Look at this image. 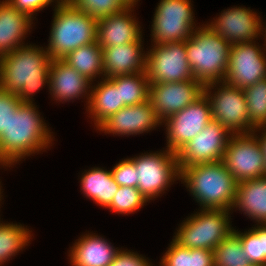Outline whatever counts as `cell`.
I'll use <instances>...</instances> for the list:
<instances>
[{
	"label": "cell",
	"instance_id": "1",
	"mask_svg": "<svg viewBox=\"0 0 266 266\" xmlns=\"http://www.w3.org/2000/svg\"><path fill=\"white\" fill-rule=\"evenodd\" d=\"M52 59L43 46L26 45L0 57V88L17 94L22 103H34V94L44 86L49 90Z\"/></svg>",
	"mask_w": 266,
	"mask_h": 266
},
{
	"label": "cell",
	"instance_id": "2",
	"mask_svg": "<svg viewBox=\"0 0 266 266\" xmlns=\"http://www.w3.org/2000/svg\"><path fill=\"white\" fill-rule=\"evenodd\" d=\"M35 103H21L0 134V160L16 165L53 146L54 134Z\"/></svg>",
	"mask_w": 266,
	"mask_h": 266
},
{
	"label": "cell",
	"instance_id": "3",
	"mask_svg": "<svg viewBox=\"0 0 266 266\" xmlns=\"http://www.w3.org/2000/svg\"><path fill=\"white\" fill-rule=\"evenodd\" d=\"M180 181L201 207L199 209L231 211L238 182L222 161L180 168Z\"/></svg>",
	"mask_w": 266,
	"mask_h": 266
},
{
	"label": "cell",
	"instance_id": "4",
	"mask_svg": "<svg viewBox=\"0 0 266 266\" xmlns=\"http://www.w3.org/2000/svg\"><path fill=\"white\" fill-rule=\"evenodd\" d=\"M187 60L194 79L203 85L224 81L229 66L231 44L207 24H199L185 40Z\"/></svg>",
	"mask_w": 266,
	"mask_h": 266
},
{
	"label": "cell",
	"instance_id": "5",
	"mask_svg": "<svg viewBox=\"0 0 266 266\" xmlns=\"http://www.w3.org/2000/svg\"><path fill=\"white\" fill-rule=\"evenodd\" d=\"M48 45L50 58L62 59L69 52L97 39V22L93 16L75 8L68 0L54 6Z\"/></svg>",
	"mask_w": 266,
	"mask_h": 266
},
{
	"label": "cell",
	"instance_id": "6",
	"mask_svg": "<svg viewBox=\"0 0 266 266\" xmlns=\"http://www.w3.org/2000/svg\"><path fill=\"white\" fill-rule=\"evenodd\" d=\"M231 212L223 209L197 210L184 218L173 239L185 248L213 251L235 228L231 225Z\"/></svg>",
	"mask_w": 266,
	"mask_h": 266
},
{
	"label": "cell",
	"instance_id": "7",
	"mask_svg": "<svg viewBox=\"0 0 266 266\" xmlns=\"http://www.w3.org/2000/svg\"><path fill=\"white\" fill-rule=\"evenodd\" d=\"M149 153L129 159L136 168V187L150 202L162 196L175 181H180V168L177 154L167 148Z\"/></svg>",
	"mask_w": 266,
	"mask_h": 266
},
{
	"label": "cell",
	"instance_id": "8",
	"mask_svg": "<svg viewBox=\"0 0 266 266\" xmlns=\"http://www.w3.org/2000/svg\"><path fill=\"white\" fill-rule=\"evenodd\" d=\"M203 93L210 102L212 120L218 121L230 134L252 133L256 130L250 122L242 88L219 81L204 85Z\"/></svg>",
	"mask_w": 266,
	"mask_h": 266
},
{
	"label": "cell",
	"instance_id": "9",
	"mask_svg": "<svg viewBox=\"0 0 266 266\" xmlns=\"http://www.w3.org/2000/svg\"><path fill=\"white\" fill-rule=\"evenodd\" d=\"M193 10L191 0H160L151 22L152 45L187 40L199 27Z\"/></svg>",
	"mask_w": 266,
	"mask_h": 266
},
{
	"label": "cell",
	"instance_id": "10",
	"mask_svg": "<svg viewBox=\"0 0 266 266\" xmlns=\"http://www.w3.org/2000/svg\"><path fill=\"white\" fill-rule=\"evenodd\" d=\"M222 162L237 182L266 176L265 159L257 132L232 134Z\"/></svg>",
	"mask_w": 266,
	"mask_h": 266
},
{
	"label": "cell",
	"instance_id": "11",
	"mask_svg": "<svg viewBox=\"0 0 266 266\" xmlns=\"http://www.w3.org/2000/svg\"><path fill=\"white\" fill-rule=\"evenodd\" d=\"M146 54L149 84L194 79L187 60L185 41L152 45Z\"/></svg>",
	"mask_w": 266,
	"mask_h": 266
},
{
	"label": "cell",
	"instance_id": "12",
	"mask_svg": "<svg viewBox=\"0 0 266 266\" xmlns=\"http://www.w3.org/2000/svg\"><path fill=\"white\" fill-rule=\"evenodd\" d=\"M210 121H212L211 106L207 96L203 93L193 103L162 122V125L166 127L167 146L165 148L177 153Z\"/></svg>",
	"mask_w": 266,
	"mask_h": 266
},
{
	"label": "cell",
	"instance_id": "13",
	"mask_svg": "<svg viewBox=\"0 0 266 266\" xmlns=\"http://www.w3.org/2000/svg\"><path fill=\"white\" fill-rule=\"evenodd\" d=\"M254 42L231 45L229 66L224 81L231 86L246 88L266 79V47Z\"/></svg>",
	"mask_w": 266,
	"mask_h": 266
},
{
	"label": "cell",
	"instance_id": "14",
	"mask_svg": "<svg viewBox=\"0 0 266 266\" xmlns=\"http://www.w3.org/2000/svg\"><path fill=\"white\" fill-rule=\"evenodd\" d=\"M231 135L218 121H210L176 153L179 168L222 161Z\"/></svg>",
	"mask_w": 266,
	"mask_h": 266
},
{
	"label": "cell",
	"instance_id": "15",
	"mask_svg": "<svg viewBox=\"0 0 266 266\" xmlns=\"http://www.w3.org/2000/svg\"><path fill=\"white\" fill-rule=\"evenodd\" d=\"M204 91V85L196 80L183 82L153 83L149 85L148 100L163 122L166 118L183 110L197 100Z\"/></svg>",
	"mask_w": 266,
	"mask_h": 266
},
{
	"label": "cell",
	"instance_id": "16",
	"mask_svg": "<svg viewBox=\"0 0 266 266\" xmlns=\"http://www.w3.org/2000/svg\"><path fill=\"white\" fill-rule=\"evenodd\" d=\"M260 18L257 12L249 7L233 6L221 11L219 17L207 22V26L231 45L249 43L262 37Z\"/></svg>",
	"mask_w": 266,
	"mask_h": 266
},
{
	"label": "cell",
	"instance_id": "17",
	"mask_svg": "<svg viewBox=\"0 0 266 266\" xmlns=\"http://www.w3.org/2000/svg\"><path fill=\"white\" fill-rule=\"evenodd\" d=\"M162 126L149 100L132 106H125L111 115L96 130L105 134L127 137L148 133Z\"/></svg>",
	"mask_w": 266,
	"mask_h": 266
},
{
	"label": "cell",
	"instance_id": "18",
	"mask_svg": "<svg viewBox=\"0 0 266 266\" xmlns=\"http://www.w3.org/2000/svg\"><path fill=\"white\" fill-rule=\"evenodd\" d=\"M49 93L56 102L74 101L85 97L90 100L92 82L62 59H53L49 69ZM81 97V98H79Z\"/></svg>",
	"mask_w": 266,
	"mask_h": 266
},
{
	"label": "cell",
	"instance_id": "19",
	"mask_svg": "<svg viewBox=\"0 0 266 266\" xmlns=\"http://www.w3.org/2000/svg\"><path fill=\"white\" fill-rule=\"evenodd\" d=\"M134 9L126 7L119 13L98 19L96 41L101 48L138 42L143 38L142 27L133 13Z\"/></svg>",
	"mask_w": 266,
	"mask_h": 266
},
{
	"label": "cell",
	"instance_id": "20",
	"mask_svg": "<svg viewBox=\"0 0 266 266\" xmlns=\"http://www.w3.org/2000/svg\"><path fill=\"white\" fill-rule=\"evenodd\" d=\"M142 38L138 42L102 48L103 78H113L146 71Z\"/></svg>",
	"mask_w": 266,
	"mask_h": 266
},
{
	"label": "cell",
	"instance_id": "21",
	"mask_svg": "<svg viewBox=\"0 0 266 266\" xmlns=\"http://www.w3.org/2000/svg\"><path fill=\"white\" fill-rule=\"evenodd\" d=\"M68 251L71 266H109L121 251L96 233H85Z\"/></svg>",
	"mask_w": 266,
	"mask_h": 266
},
{
	"label": "cell",
	"instance_id": "22",
	"mask_svg": "<svg viewBox=\"0 0 266 266\" xmlns=\"http://www.w3.org/2000/svg\"><path fill=\"white\" fill-rule=\"evenodd\" d=\"M28 13L19 11L7 0H0V57L25 45L34 23Z\"/></svg>",
	"mask_w": 266,
	"mask_h": 266
},
{
	"label": "cell",
	"instance_id": "23",
	"mask_svg": "<svg viewBox=\"0 0 266 266\" xmlns=\"http://www.w3.org/2000/svg\"><path fill=\"white\" fill-rule=\"evenodd\" d=\"M234 208L255 223L266 224V176L238 182L231 211Z\"/></svg>",
	"mask_w": 266,
	"mask_h": 266
},
{
	"label": "cell",
	"instance_id": "24",
	"mask_svg": "<svg viewBox=\"0 0 266 266\" xmlns=\"http://www.w3.org/2000/svg\"><path fill=\"white\" fill-rule=\"evenodd\" d=\"M124 107V104H121L120 89L110 78L101 77L100 82L91 86L90 100L86 111L96 129Z\"/></svg>",
	"mask_w": 266,
	"mask_h": 266
},
{
	"label": "cell",
	"instance_id": "25",
	"mask_svg": "<svg viewBox=\"0 0 266 266\" xmlns=\"http://www.w3.org/2000/svg\"><path fill=\"white\" fill-rule=\"evenodd\" d=\"M80 179L83 195L97 205L108 208L120 187L114 180L110 170L93 167L85 170Z\"/></svg>",
	"mask_w": 266,
	"mask_h": 266
},
{
	"label": "cell",
	"instance_id": "26",
	"mask_svg": "<svg viewBox=\"0 0 266 266\" xmlns=\"http://www.w3.org/2000/svg\"><path fill=\"white\" fill-rule=\"evenodd\" d=\"M69 66L95 84L96 77L103 78L102 48L97 41L82 45L62 58Z\"/></svg>",
	"mask_w": 266,
	"mask_h": 266
},
{
	"label": "cell",
	"instance_id": "27",
	"mask_svg": "<svg viewBox=\"0 0 266 266\" xmlns=\"http://www.w3.org/2000/svg\"><path fill=\"white\" fill-rule=\"evenodd\" d=\"M24 224L5 223L0 220V266L6 264L12 257L23 251L32 240V230Z\"/></svg>",
	"mask_w": 266,
	"mask_h": 266
},
{
	"label": "cell",
	"instance_id": "28",
	"mask_svg": "<svg viewBox=\"0 0 266 266\" xmlns=\"http://www.w3.org/2000/svg\"><path fill=\"white\" fill-rule=\"evenodd\" d=\"M161 258L159 266H214L212 250L185 248L174 239Z\"/></svg>",
	"mask_w": 266,
	"mask_h": 266
},
{
	"label": "cell",
	"instance_id": "29",
	"mask_svg": "<svg viewBox=\"0 0 266 266\" xmlns=\"http://www.w3.org/2000/svg\"><path fill=\"white\" fill-rule=\"evenodd\" d=\"M110 79L120 89L121 104L124 106L138 105L148 100L150 84L146 71Z\"/></svg>",
	"mask_w": 266,
	"mask_h": 266
},
{
	"label": "cell",
	"instance_id": "30",
	"mask_svg": "<svg viewBox=\"0 0 266 266\" xmlns=\"http://www.w3.org/2000/svg\"><path fill=\"white\" fill-rule=\"evenodd\" d=\"M241 240L243 252L251 265L266 266V224H256L241 232L233 230Z\"/></svg>",
	"mask_w": 266,
	"mask_h": 266
},
{
	"label": "cell",
	"instance_id": "31",
	"mask_svg": "<svg viewBox=\"0 0 266 266\" xmlns=\"http://www.w3.org/2000/svg\"><path fill=\"white\" fill-rule=\"evenodd\" d=\"M214 266H249L240 237L232 231L214 250Z\"/></svg>",
	"mask_w": 266,
	"mask_h": 266
},
{
	"label": "cell",
	"instance_id": "32",
	"mask_svg": "<svg viewBox=\"0 0 266 266\" xmlns=\"http://www.w3.org/2000/svg\"><path fill=\"white\" fill-rule=\"evenodd\" d=\"M251 124L255 128L266 126V79L243 89Z\"/></svg>",
	"mask_w": 266,
	"mask_h": 266
},
{
	"label": "cell",
	"instance_id": "33",
	"mask_svg": "<svg viewBox=\"0 0 266 266\" xmlns=\"http://www.w3.org/2000/svg\"><path fill=\"white\" fill-rule=\"evenodd\" d=\"M147 202L137 187L120 186L107 209L118 215H128L138 212Z\"/></svg>",
	"mask_w": 266,
	"mask_h": 266
},
{
	"label": "cell",
	"instance_id": "34",
	"mask_svg": "<svg viewBox=\"0 0 266 266\" xmlns=\"http://www.w3.org/2000/svg\"><path fill=\"white\" fill-rule=\"evenodd\" d=\"M75 8L80 9L95 19L119 13L127 6L122 0H68Z\"/></svg>",
	"mask_w": 266,
	"mask_h": 266
},
{
	"label": "cell",
	"instance_id": "35",
	"mask_svg": "<svg viewBox=\"0 0 266 266\" xmlns=\"http://www.w3.org/2000/svg\"><path fill=\"white\" fill-rule=\"evenodd\" d=\"M111 172L119 186L136 187V168L129 158L119 161Z\"/></svg>",
	"mask_w": 266,
	"mask_h": 266
},
{
	"label": "cell",
	"instance_id": "36",
	"mask_svg": "<svg viewBox=\"0 0 266 266\" xmlns=\"http://www.w3.org/2000/svg\"><path fill=\"white\" fill-rule=\"evenodd\" d=\"M22 102L17 94L9 93L0 88V134L7 129L11 115Z\"/></svg>",
	"mask_w": 266,
	"mask_h": 266
},
{
	"label": "cell",
	"instance_id": "37",
	"mask_svg": "<svg viewBox=\"0 0 266 266\" xmlns=\"http://www.w3.org/2000/svg\"><path fill=\"white\" fill-rule=\"evenodd\" d=\"M148 258L143 255H139L136 251L133 252L128 249H122L116 255L113 262L109 266H153Z\"/></svg>",
	"mask_w": 266,
	"mask_h": 266
},
{
	"label": "cell",
	"instance_id": "38",
	"mask_svg": "<svg viewBox=\"0 0 266 266\" xmlns=\"http://www.w3.org/2000/svg\"><path fill=\"white\" fill-rule=\"evenodd\" d=\"M19 11L28 13L32 18L36 12L42 11L45 7L55 3L56 6L61 4L64 0H7Z\"/></svg>",
	"mask_w": 266,
	"mask_h": 266
},
{
	"label": "cell",
	"instance_id": "39",
	"mask_svg": "<svg viewBox=\"0 0 266 266\" xmlns=\"http://www.w3.org/2000/svg\"><path fill=\"white\" fill-rule=\"evenodd\" d=\"M254 132H259L258 135L257 134V138L260 142V145H261V148H262V152H263V155H264V159H265V165H266V126H262V127H259V128H256V130Z\"/></svg>",
	"mask_w": 266,
	"mask_h": 266
},
{
	"label": "cell",
	"instance_id": "40",
	"mask_svg": "<svg viewBox=\"0 0 266 266\" xmlns=\"http://www.w3.org/2000/svg\"><path fill=\"white\" fill-rule=\"evenodd\" d=\"M0 166L3 167V168H5V169H6V168L8 169V167H9V168H10V167L13 168L14 165L9 164V163H6V162L0 160ZM1 188H2V184H1V181H0V203H1L2 199H3V197H2V196H3V195H2V193H3L2 190H3V189H1ZM0 206H2V205L0 204Z\"/></svg>",
	"mask_w": 266,
	"mask_h": 266
},
{
	"label": "cell",
	"instance_id": "41",
	"mask_svg": "<svg viewBox=\"0 0 266 266\" xmlns=\"http://www.w3.org/2000/svg\"><path fill=\"white\" fill-rule=\"evenodd\" d=\"M127 7H136L140 0H122Z\"/></svg>",
	"mask_w": 266,
	"mask_h": 266
},
{
	"label": "cell",
	"instance_id": "42",
	"mask_svg": "<svg viewBox=\"0 0 266 266\" xmlns=\"http://www.w3.org/2000/svg\"><path fill=\"white\" fill-rule=\"evenodd\" d=\"M264 22H261V35L263 36V40H264V46L266 47V23L265 26L263 25ZM265 27V28H264ZM265 33V34H264Z\"/></svg>",
	"mask_w": 266,
	"mask_h": 266
}]
</instances>
